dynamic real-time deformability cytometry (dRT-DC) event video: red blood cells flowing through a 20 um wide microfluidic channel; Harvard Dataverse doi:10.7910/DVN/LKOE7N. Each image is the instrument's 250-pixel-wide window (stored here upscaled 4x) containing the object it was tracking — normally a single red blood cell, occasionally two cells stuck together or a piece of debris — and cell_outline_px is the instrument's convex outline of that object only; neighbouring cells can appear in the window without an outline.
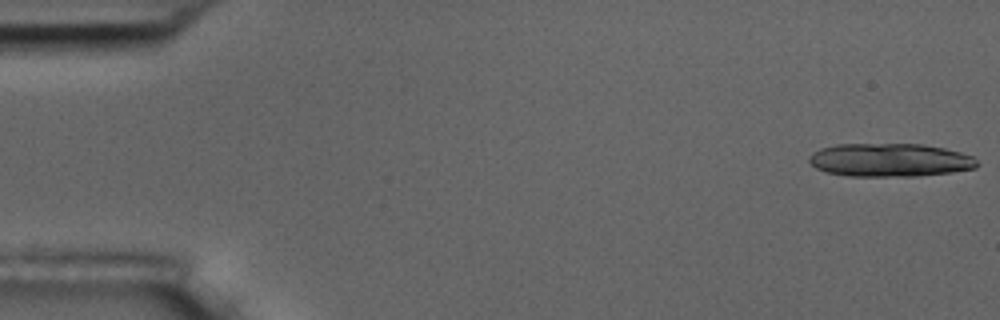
{"species": "common noctule bat (a hibernating species)", "species_latin": "Nyctalus noctula", "temperature_condition": "room temperature", "stored_images_in_passage": 6, "segment_of_instrument_passage": [1, 2], "camera_frame_rate_fps": 3000, "um_per_image_px": 0.085, "animal": {"sex": "male", "body_mass_g": 17.5, "forearm_length_mm": 52.3}, "frame": {"image": 1, "passage_image": 1, "time_ms": 0.0, "image_size_px": [1000, 320], "cell_outline_px": [[980, 164], [976, 168], [952, 172], [916, 176], [848, 176], [824, 172], [816, 168], [808, 160], [808, 156], [812, 152], [820, 148], [836, 144], [924, 144], [944, 148], [960, 152], [972, 156]], "centroid_in_image_um": [75.62, 13.6], "position_along_channel_um": 9.4, "area_um2": 32.89}}